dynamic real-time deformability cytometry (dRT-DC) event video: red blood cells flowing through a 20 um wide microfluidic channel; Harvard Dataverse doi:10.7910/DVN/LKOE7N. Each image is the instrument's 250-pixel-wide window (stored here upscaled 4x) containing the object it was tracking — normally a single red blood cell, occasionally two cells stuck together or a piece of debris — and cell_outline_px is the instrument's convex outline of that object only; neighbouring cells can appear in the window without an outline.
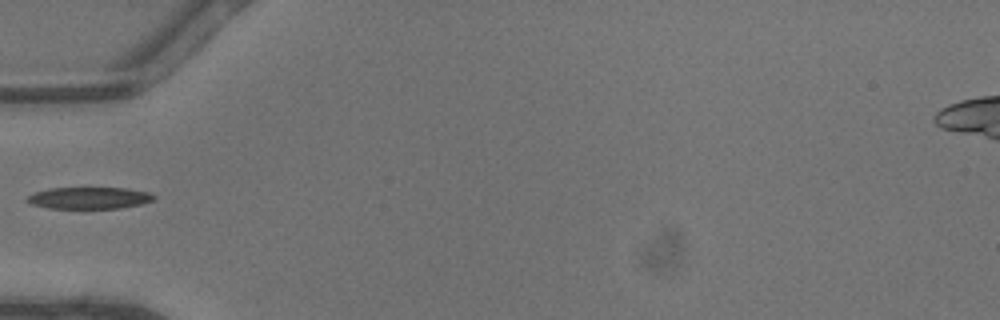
{"species": "common noctule bat (a hibernating species)", "species_latin": "Nyctalus noctula", "temperature_condition": "warm", "stored_images_in_passage": 30, "camera_frame_rate_fps": 3000, "um_per_image_px": 0.085, "animal": {"sex": "male", "body_mass_g": 13.3}, "frame": {"image": 1, "passage_image": 1, "time_ms": 0.0, "image_size_px": [1000, 320], "cell_outline_px": [[156, 196], [152, 200], [140, 204], [120, 208], [48, 208], [32, 204], [24, 200], [32, 192], [48, 188], [128, 188], [148, 192]], "centroid_in_image_um": [7.53, 16.82], "position_along_channel_um": 77.5, "area_um2": 16.07}}